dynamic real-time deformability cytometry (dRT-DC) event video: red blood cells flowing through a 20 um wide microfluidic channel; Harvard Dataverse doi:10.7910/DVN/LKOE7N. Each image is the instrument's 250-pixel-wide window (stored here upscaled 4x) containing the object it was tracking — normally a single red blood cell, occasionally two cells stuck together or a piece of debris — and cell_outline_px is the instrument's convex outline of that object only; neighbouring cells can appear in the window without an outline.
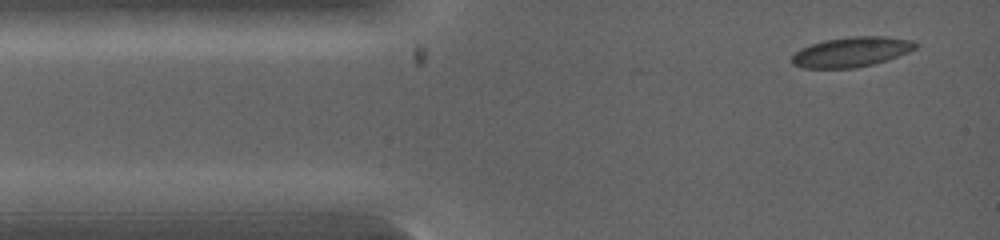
{"species": "common noctule bat (a hibernating species)", "species_latin": "Nyctalus noctula", "temperature_condition": "warm", "stored_images_in_passage": 2, "camera_frame_rate_fps": 5000, "um_per_image_px": 0.085, "animal": {"sex": "female", "body_mass_g": 19.0, "forearm_length_mm": 53.3}, "frame": {"image": 1, "passage_image": 1, "time_ms": 0.0, "image_size_px": [1000, 240], "cell_outline_px": [[920, 44], [916, 48], [908, 52], [888, 60], [856, 68], [800, 68], [792, 64], [788, 60], [800, 48], [824, 40], [852, 36], [888, 36], [912, 40]], "centroid_in_image_um": [72.36, 4.41], "position_along_channel_um": 12.6, "area_um2": 21.85}}